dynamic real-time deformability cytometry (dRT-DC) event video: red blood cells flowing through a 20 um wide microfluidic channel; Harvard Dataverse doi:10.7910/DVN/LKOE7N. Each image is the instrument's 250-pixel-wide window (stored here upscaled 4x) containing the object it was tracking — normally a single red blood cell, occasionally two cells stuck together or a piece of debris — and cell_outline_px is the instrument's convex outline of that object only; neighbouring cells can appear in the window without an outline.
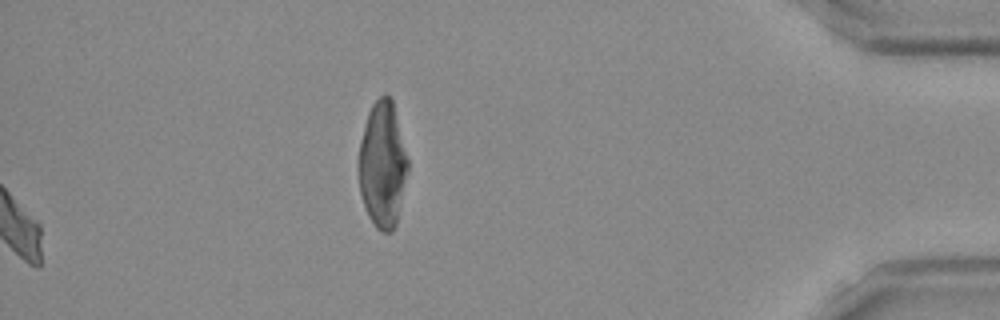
{"species": "Egyptian fruit bat (a non-hibernating species)", "species_latin": "Rousettus aegyptiacus", "temperature_condition": "room temperature", "stored_images_in_passage": 38, "camera_frame_rate_fps": 3000, "um_per_image_px": 0.085, "frame": {"image": 1, "passage_image": 38, "time_ms": 12.333, "image_size_px": [1000, 320], "cell_outline_px": [[408, 168], [396, 224], [392, 232], [380, 232], [376, 228], [368, 216], [360, 192], [356, 168], [360, 140], [368, 112], [372, 104], [384, 92], [392, 100], [408, 160]], "centroid_in_image_um": [32.48, 14.01], "position_along_channel_um": 402.7, "area_um2": 36.24}, "authors_computed_cell_mechanics": {"area_um2": 21.4727, "velocity_mm_per_s": 3.9124, "shape_relaxation_time_tau1_ms": 10.1463, "shape_relaxation_time_tau2_ms": 4.7135, "deformation_change_tau1": 0.2294, "deformation_change_tau2": 0.0998}}